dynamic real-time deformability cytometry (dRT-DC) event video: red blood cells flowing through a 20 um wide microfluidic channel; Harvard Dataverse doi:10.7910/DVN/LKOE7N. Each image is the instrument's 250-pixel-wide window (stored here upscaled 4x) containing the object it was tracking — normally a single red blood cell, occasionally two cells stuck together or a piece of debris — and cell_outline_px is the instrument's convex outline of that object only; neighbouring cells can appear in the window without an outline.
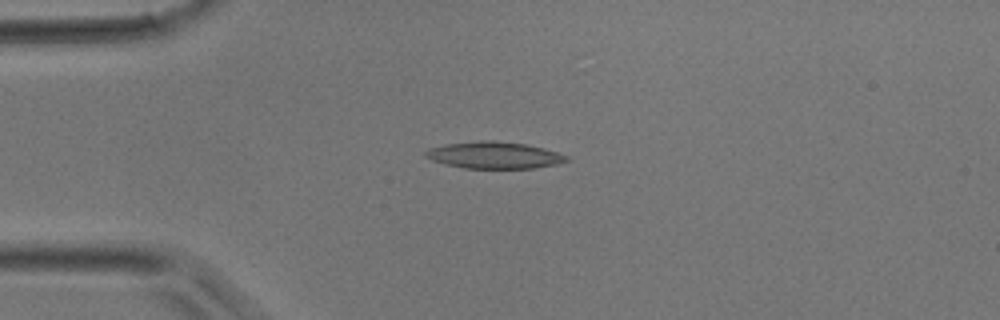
{"species": "common noctule bat (a hibernating species)", "species_latin": "Nyctalus noctula", "temperature_condition": "room temperature", "stored_images_in_passage": 2, "camera_frame_rate_fps": 3000, "um_per_image_px": 0.085, "animal": {"sex": "male", "body_mass_g": 17.9}, "frame": {"image": 1, "passage_image": 2, "time_ms": 2.0, "image_size_px": [1000, 320], "cell_outline_px": [[568, 160], [556, 164], [536, 168], [464, 168], [432, 160], [424, 156], [424, 152], [428, 148], [444, 144], [480, 140], [492, 140], [524, 144], [544, 148], [568, 156]], "centroid_in_image_um": [41.98, 13.18], "position_along_channel_um": 43.0, "area_um2": 21.91}}